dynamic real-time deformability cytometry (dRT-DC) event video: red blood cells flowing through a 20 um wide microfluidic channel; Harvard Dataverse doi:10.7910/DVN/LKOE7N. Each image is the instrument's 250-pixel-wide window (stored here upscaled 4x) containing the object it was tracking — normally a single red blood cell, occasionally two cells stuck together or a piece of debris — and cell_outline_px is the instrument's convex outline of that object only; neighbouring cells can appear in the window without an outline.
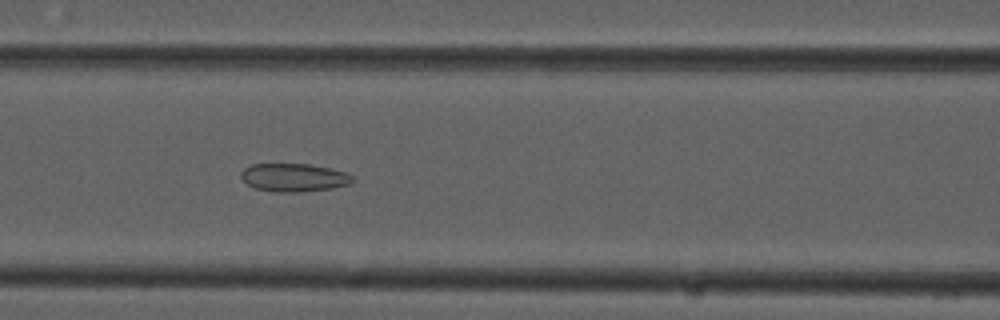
{"species": "common noctule bat (a hibernating species)", "species_latin": "Nyctalus noctula", "temperature_condition": "cold", "stored_images_in_passage": 38, "camera_frame_rate_fps": 3000, "um_per_image_px": 0.085, "animal": {"sex": "male", "forearm_length_mm": 52.5}, "frame": {"image": 1, "passage_image": 22, "time_ms": 7.0, "image_size_px": [1000, 320], "cell_outline_px": [[356, 180], [348, 184], [332, 188], [300, 192], [272, 192], [256, 188], [248, 184], [240, 176], [240, 172], [244, 168], [252, 164], [308, 164], [328, 168], [344, 172], [356, 176]], "centroid_in_image_um": [24.99, 15.09], "position_along_channel_um": 141.6, "area_um2": 18.32}}
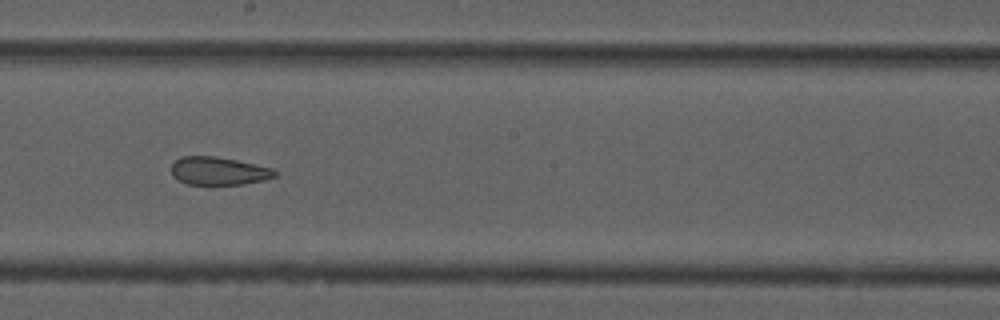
{"frame": {"image": 2, "passage_image": 29, "time_ms": 9.333, "image_size_px": [1000, 320], "cell_outline_px": [[276, 176], [264, 180], [244, 184], [212, 188], [184, 184], [172, 176], [172, 164], [180, 156], [216, 156], [236, 160], [272, 168], [276, 172]], "centroid_in_image_um": [18.53, 14.59], "position_along_channel_um": 229.7, "area_um2": 17.74}}
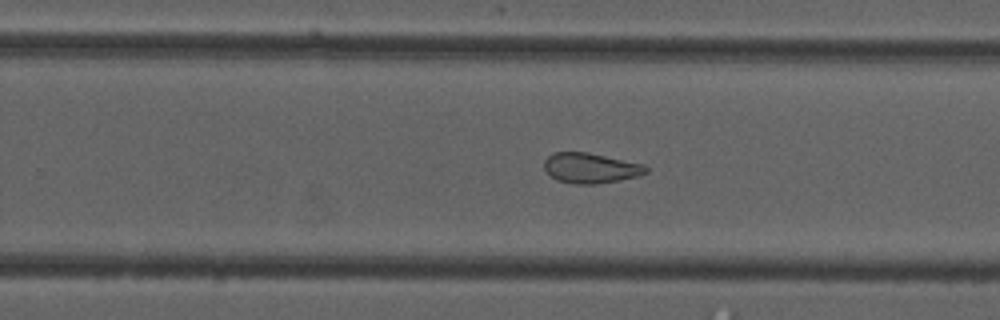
{"frame": {"image": 3, "passage_image": 33, "time_ms": 10.667, "image_size_px": [1000, 320], "cell_outline_px": [[648, 172], [640, 176], [596, 184], [572, 184], [556, 180], [544, 168], [544, 160], [548, 156], [556, 152], [588, 152], [644, 164], [648, 168]], "centroid_in_image_um": [50.22, 14.28], "position_along_channel_um": 279.6, "area_um2": 17.98}}